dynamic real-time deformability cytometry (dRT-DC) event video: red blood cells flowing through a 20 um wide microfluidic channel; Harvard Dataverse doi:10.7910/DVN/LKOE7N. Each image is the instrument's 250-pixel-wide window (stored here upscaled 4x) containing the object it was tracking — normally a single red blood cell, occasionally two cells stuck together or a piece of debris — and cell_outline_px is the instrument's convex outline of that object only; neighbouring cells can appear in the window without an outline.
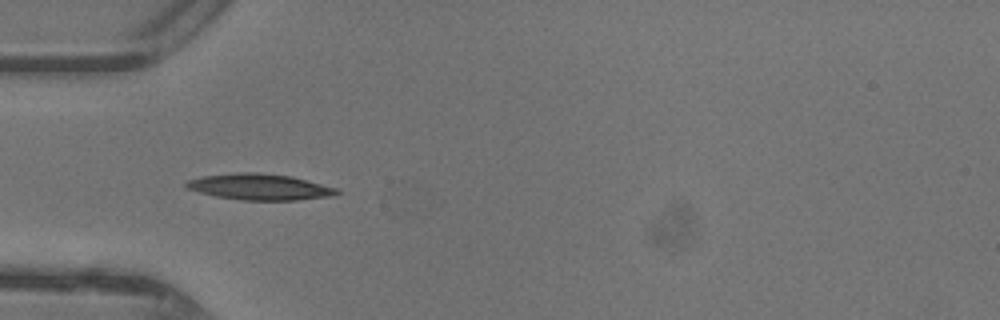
{"species": "common noctule bat (a hibernating species)", "species_latin": "Nyctalus noctula", "temperature_condition": "warm", "stored_images_in_passage": 47, "camera_frame_rate_fps": 3000, "um_per_image_px": 0.085, "animal": {"sex": "female"}, "frame": {"image": 1, "passage_image": 15, "time_ms": 4.667, "image_size_px": [1000, 320], "cell_outline_px": [[340, 192], [332, 196], [296, 200], [240, 200], [216, 196], [200, 192], [188, 188], [184, 184], [188, 180], [200, 176], [236, 172], [256, 172], [292, 176], [340, 188]], "centroid_in_image_um": [22.11, 15.88], "position_along_channel_um": 62.9, "area_um2": 23.06}}
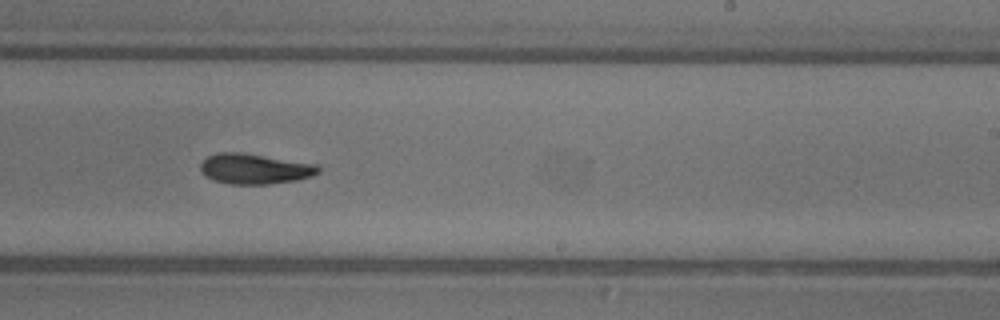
{"frame": {"image": 2, "passage_image": 29, "time_ms": 9.333, "image_size_px": [1000, 320], "cell_outline_px": [[320, 172], [312, 176], [296, 180], [268, 184], [232, 184], [212, 180], [204, 176], [200, 172], [200, 164], [208, 156], [216, 152], [240, 152], [320, 164]], "centroid_in_image_um": [21.65, 14.34], "position_along_channel_um": 267.3, "area_um2": 21.1}}
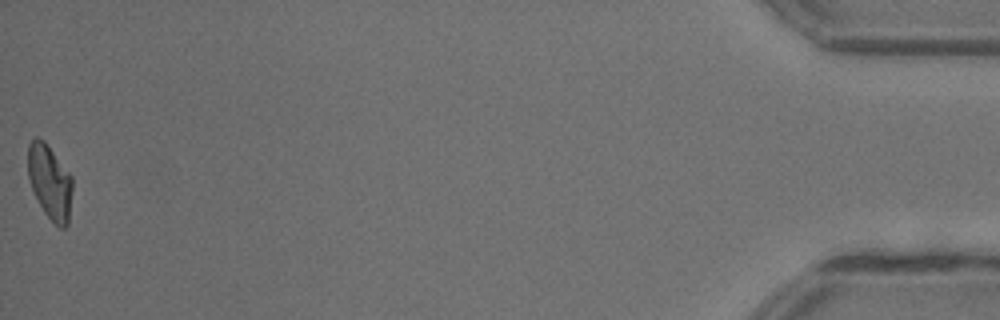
{"frame": {"image": 3, "passage_image": 47, "time_ms": 15.333, "image_size_px": [1000, 320], "cell_outline_px": [[72, 192], [68, 224], [64, 228], [60, 228], [44, 212], [32, 188], [28, 176], [28, 144], [36, 136], [44, 140], [72, 176]], "centroid_in_image_um": [4.24, 15.44], "position_along_channel_um": 431.0, "area_um2": 19.13}, "authors_computed_cell_mechanics": {"area_um2": 20.23, "velocity_mm_per_s": 4.4199, "shape_relaxation_time_tau1_ms": 4.0652, "shape_relaxation_time_tau2_ms": 4.86, "deformation_change_tau1": 0.1656, "deformation_change_tau2": 0.1236}}